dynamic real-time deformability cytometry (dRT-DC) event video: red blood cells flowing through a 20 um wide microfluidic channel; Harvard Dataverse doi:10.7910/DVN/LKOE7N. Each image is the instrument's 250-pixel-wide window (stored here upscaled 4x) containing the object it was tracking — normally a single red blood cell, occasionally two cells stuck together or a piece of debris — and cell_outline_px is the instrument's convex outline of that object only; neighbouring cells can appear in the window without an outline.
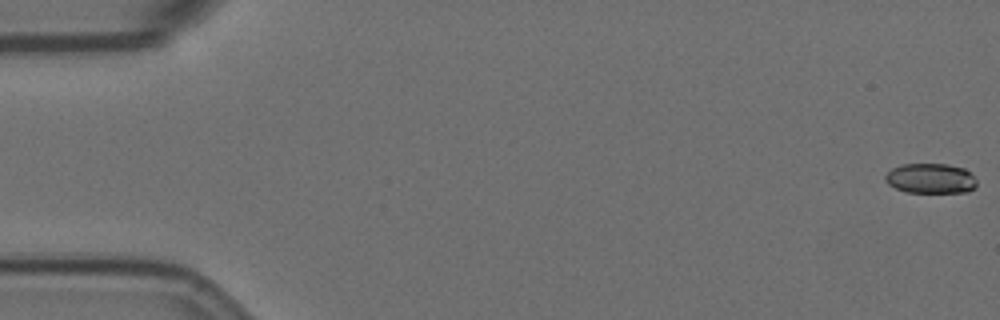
{"species": "Egyptian fruit bat (a non-hibernating species)", "species_latin": "Rousettus aegyptiacus", "temperature_condition": "room temperature", "stored_images_in_passage": 27, "camera_frame_rate_fps": 3000, "um_per_image_px": 0.085, "animal": {"sex": "female"}, "frame": {"image": 1, "passage_image": 1, "time_ms": 0.0, "image_size_px": [1000, 320], "cell_outline_px": [[976, 184], [968, 192], [908, 192], [896, 188], [888, 184], [884, 180], [884, 176], [892, 168], [900, 164], [948, 164], [964, 168], [976, 180]], "centroid_in_image_um": [79.06, 15.16], "position_along_channel_um": 5.9, "area_um2": 15.9}}
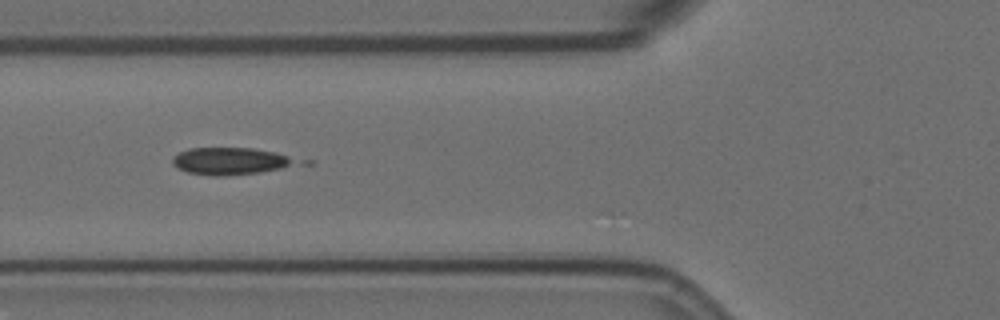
{"frame": {"image": 2, "passage_image": 22, "time_ms": 7.0, "image_size_px": [1000, 320], "cell_outline_px": [[296, 160], [280, 168], [260, 172], [220, 176], [212, 176], [188, 172], [176, 168], [172, 164], [172, 156], [188, 148], [252, 148], [276, 152], [288, 156]], "centroid_in_image_um": [19.44, 13.68], "position_along_channel_um": 106.4, "area_um2": 19.19}}
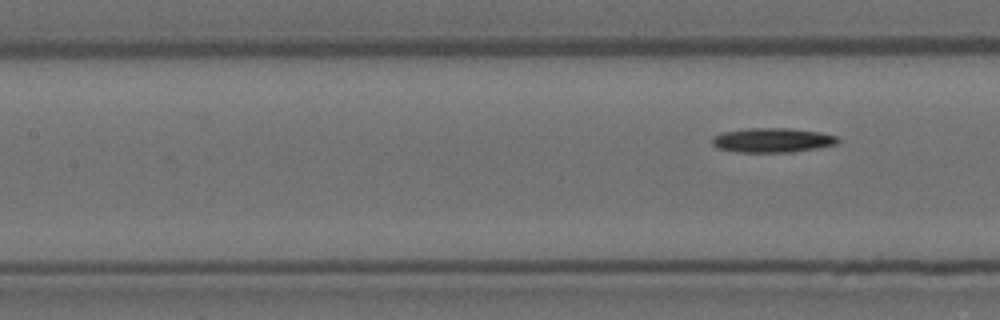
{"frame": {"image": 3, "passage_image": 27, "time_ms": 8.667, "image_size_px": [1000, 320], "cell_outline_px": [[840, 140], [836, 144], [816, 148], [792, 152], [736, 152], [716, 148], [712, 144], [712, 136], [720, 132], [748, 128], [788, 128], [820, 132], [836, 136]], "centroid_in_image_um": [65.6, 11.91], "position_along_channel_um": 141.8, "area_um2": 18.03}}